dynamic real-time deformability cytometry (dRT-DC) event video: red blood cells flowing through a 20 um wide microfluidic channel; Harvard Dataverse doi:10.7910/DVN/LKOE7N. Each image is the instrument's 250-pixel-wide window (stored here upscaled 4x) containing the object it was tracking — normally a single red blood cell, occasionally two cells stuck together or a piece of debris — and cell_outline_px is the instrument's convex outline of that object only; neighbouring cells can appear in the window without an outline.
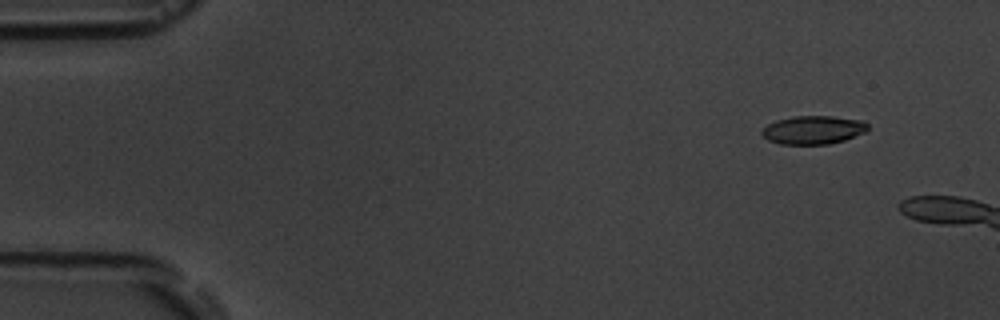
{"species": "common noctule bat (a hibernating species)", "species_latin": "Nyctalus noctula", "temperature_condition": "room temperature", "stored_images_in_passage": 5, "camera_frame_rate_fps": 3000, "um_per_image_px": 0.085, "animal": {"sex": "male", "body_mass_g": 19.5, "forearm_length_mm": 54.6}, "frame": {"image": 1, "passage_image": 1, "time_ms": 0.0, "image_size_px": [1000, 320], "cell_outline_px": [[868, 128], [864, 132], [844, 140], [828, 144], [780, 144], [768, 140], [760, 132], [768, 124], [776, 120], [792, 116], [832, 116], [864, 120], [868, 124]], "centroid_in_image_um": [69.12, 11.03], "position_along_channel_um": 15.9, "area_um2": 17.51}}